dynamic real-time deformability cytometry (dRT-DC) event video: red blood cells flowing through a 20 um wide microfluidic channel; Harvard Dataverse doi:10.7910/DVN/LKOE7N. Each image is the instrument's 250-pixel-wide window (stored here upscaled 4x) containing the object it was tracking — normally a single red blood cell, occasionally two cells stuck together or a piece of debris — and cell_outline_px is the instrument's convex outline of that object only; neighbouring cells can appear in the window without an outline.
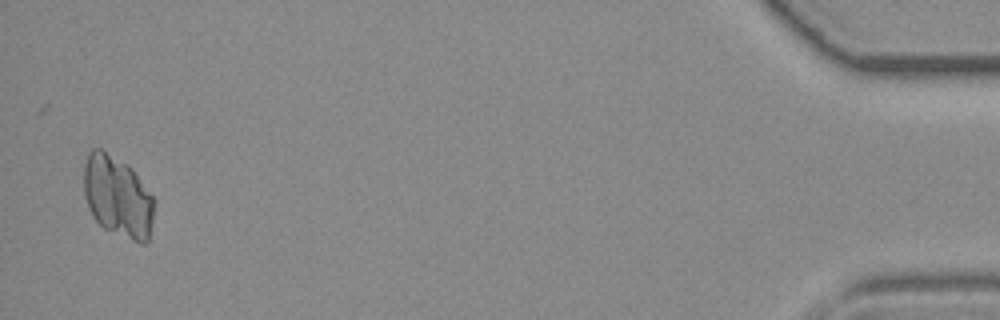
{"species": "common noctule bat (a hibernating species)", "species_latin": "Nyctalus noctula", "temperature_condition": "room temperature", "stored_images_in_passage": 40, "camera_frame_rate_fps": 3000, "um_per_image_px": 0.085, "animal": {"sex": "female", "body_mass_g": 19.3, "forearm_length_mm": 54.1}, "frame": {"image": 1, "passage_image": 39, "time_ms": 12.667, "image_size_px": [1000, 320], "cell_outline_px": [[156, 204], [148, 240], [144, 244], [140, 244], [104, 228], [92, 216], [84, 192], [84, 164], [88, 152], [92, 148], [100, 148], [128, 164], [132, 168], [152, 196]], "centroid_in_image_um": [10.01, 16.7], "position_along_channel_um": 425.2, "area_um2": 33.41}}